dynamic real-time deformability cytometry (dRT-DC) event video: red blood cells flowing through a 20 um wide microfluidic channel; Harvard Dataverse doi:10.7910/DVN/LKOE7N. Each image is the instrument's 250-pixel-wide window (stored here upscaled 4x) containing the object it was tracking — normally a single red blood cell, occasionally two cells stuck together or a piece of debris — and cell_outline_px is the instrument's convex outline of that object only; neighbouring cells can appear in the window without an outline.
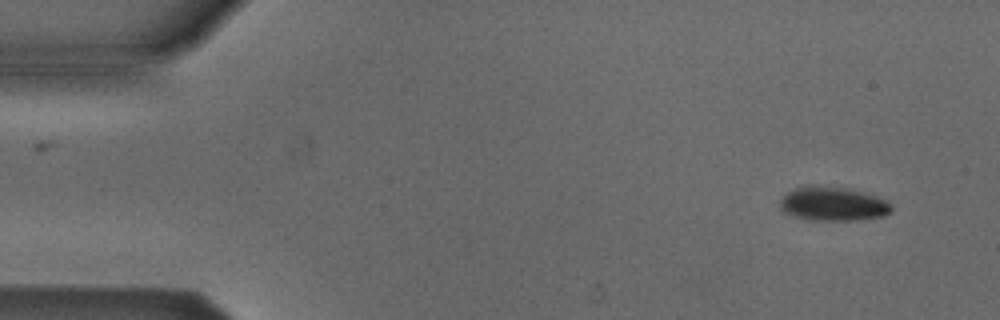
{"species": "Egyptian fruit bat (a non-hibernating species)", "species_latin": "Rousettus aegyptiacus", "temperature_condition": "cold", "stored_images_in_passage": 3, "camera_frame_rate_fps": 3000, "um_per_image_px": 0.085, "animal": {"sex": "male"}, "frame": {"image": 1, "passage_image": 3, "time_ms": 2.333, "image_size_px": [1000, 320], "cell_outline_px": [[892, 212], [884, 216], [856, 220], [812, 220], [796, 216], [784, 212], [780, 208], [780, 196], [784, 192], [792, 188], [812, 184], [816, 184], [848, 188], [864, 192], [876, 196], [892, 204]], "centroid_in_image_um": [70.77, 17.3], "position_along_channel_um": 14.2, "area_um2": 22.54}}